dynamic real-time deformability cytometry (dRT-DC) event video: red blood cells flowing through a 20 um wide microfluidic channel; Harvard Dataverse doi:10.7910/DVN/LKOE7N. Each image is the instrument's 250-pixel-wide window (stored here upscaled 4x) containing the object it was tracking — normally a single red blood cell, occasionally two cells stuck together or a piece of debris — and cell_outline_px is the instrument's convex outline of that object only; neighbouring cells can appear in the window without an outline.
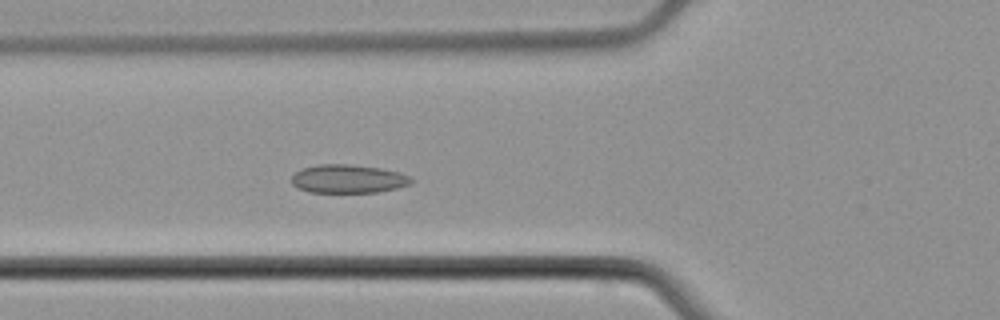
{"species": "common noctule bat (a hibernating species)", "species_latin": "Nyctalus noctula", "temperature_condition": "cold", "stored_images_in_passage": 8, "camera_frame_rate_fps": 3000, "um_per_image_px": 0.085, "animal": {"sex": "male", "body_mass_g": 21.5, "forearm_length_mm": 52.0}, "frame": {"image": 1, "passage_image": 8, "time_ms": 8.333, "image_size_px": [1000, 320], "cell_outline_px": [[416, 180], [412, 184], [396, 188], [376, 192], [308, 192], [296, 188], [292, 184], [292, 176], [300, 168], [316, 164], [348, 164], [380, 168], [400, 172], [412, 176]], "centroid_in_image_um": [29.61, 15.19], "position_along_channel_um": 96.2, "area_um2": 20.17}}